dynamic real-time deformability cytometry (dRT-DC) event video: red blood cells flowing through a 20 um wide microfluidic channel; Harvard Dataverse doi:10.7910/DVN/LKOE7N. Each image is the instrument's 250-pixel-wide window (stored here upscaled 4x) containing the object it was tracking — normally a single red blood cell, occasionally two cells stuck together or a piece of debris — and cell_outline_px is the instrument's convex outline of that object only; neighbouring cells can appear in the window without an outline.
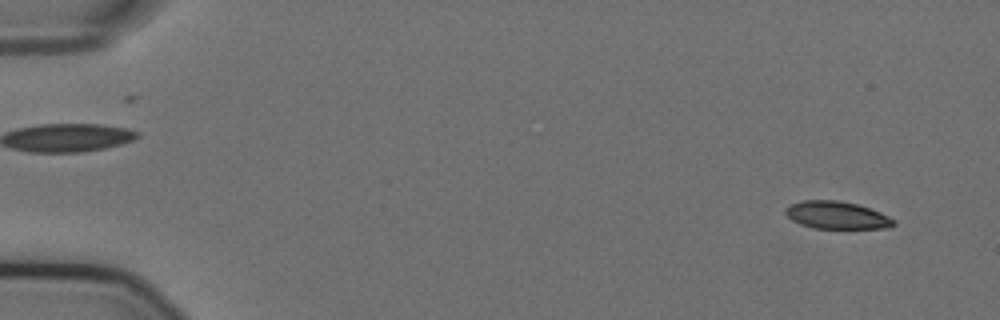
{"species": "Egyptian fruit bat (a non-hibernating species)", "species_latin": "Rousettus aegyptiacus", "temperature_condition": "cold", "stored_images_in_passage": 57, "camera_frame_rate_fps": 3000, "um_per_image_px": 0.085, "animal": {"sex": "female"}, "frame": {"image": 1, "passage_image": 4, "time_ms": 1.0, "image_size_px": [1000, 320], "cell_outline_px": [[896, 224], [892, 228], [812, 228], [800, 224], [792, 220], [784, 212], [784, 208], [792, 204], [804, 200], [840, 200], [856, 204], [880, 212], [896, 220]], "centroid_in_image_um": [71.14, 18.29], "position_along_channel_um": 13.9, "area_um2": 17.4}}
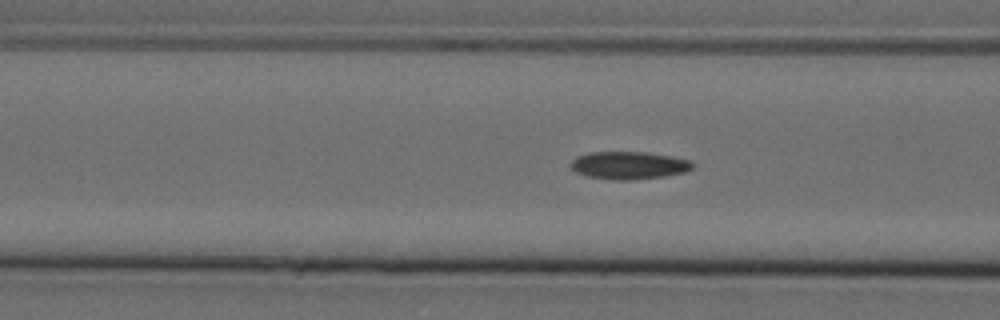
{"frame": {"image": 2, "passage_image": 23, "time_ms": 7.333, "image_size_px": [1000, 320], "cell_outline_px": [[696, 164], [692, 168], [684, 172], [664, 176], [632, 180], [608, 180], [588, 176], [576, 172], [568, 164], [576, 156], [588, 152], [648, 152], [672, 156], [692, 160]], "centroid_in_image_um": [53.46, 14.05], "position_along_channel_um": 113.1, "area_um2": 19.94}}
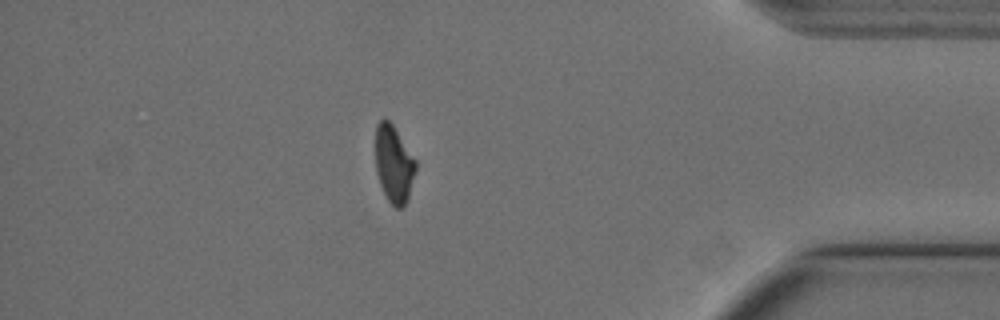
{"frame": {"image": 3, "passage_image": 50, "time_ms": 16.333, "image_size_px": [1000, 320], "cell_outline_px": [[416, 168], [408, 200], [400, 208], [396, 208], [388, 200], [380, 184], [376, 172], [376, 124], [380, 120], [388, 120], [392, 124], [416, 160]], "centroid_in_image_um": [33.48, 13.95], "position_along_channel_um": 401.7, "area_um2": 17.86}}